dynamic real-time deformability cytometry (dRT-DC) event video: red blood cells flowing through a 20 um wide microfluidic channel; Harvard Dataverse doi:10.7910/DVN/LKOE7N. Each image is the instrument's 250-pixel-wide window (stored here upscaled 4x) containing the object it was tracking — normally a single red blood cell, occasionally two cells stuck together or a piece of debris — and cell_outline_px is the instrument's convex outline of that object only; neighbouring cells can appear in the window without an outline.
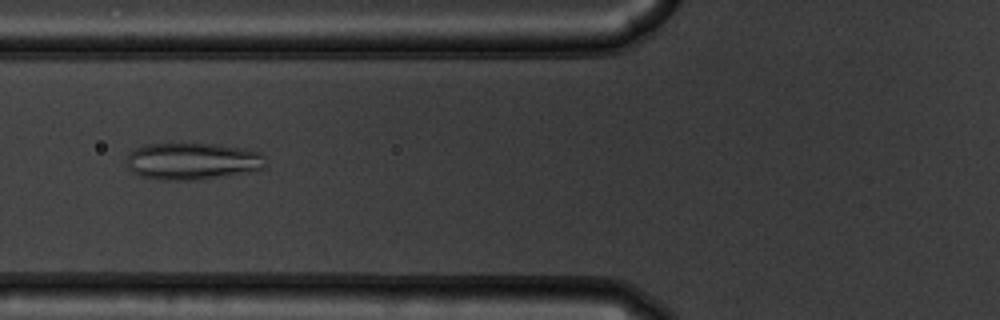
{"species": "common noctule bat (a hibernating species)", "species_latin": "Nyctalus noctula", "temperature_condition": "warm", "stored_images_in_passage": 37, "camera_frame_rate_fps": 3000, "um_per_image_px": 0.085, "animal": {"sex": "male", "body_mass_g": 19.5, "forearm_length_mm": 54.6}, "frame": {"image": 1, "passage_image": 4, "time_ms": 1.0, "image_size_px": [1000, 320], "cell_outline_px": [[264, 168], [248, 172], [204, 180], [160, 180], [140, 176], [132, 172], [128, 168], [128, 156], [136, 148], [144, 144], [216, 144], [244, 148], [260, 152], [264, 156]], "centroid_in_image_um": [16.37, 13.72], "position_along_channel_um": 109.4, "area_um2": 30.06}}
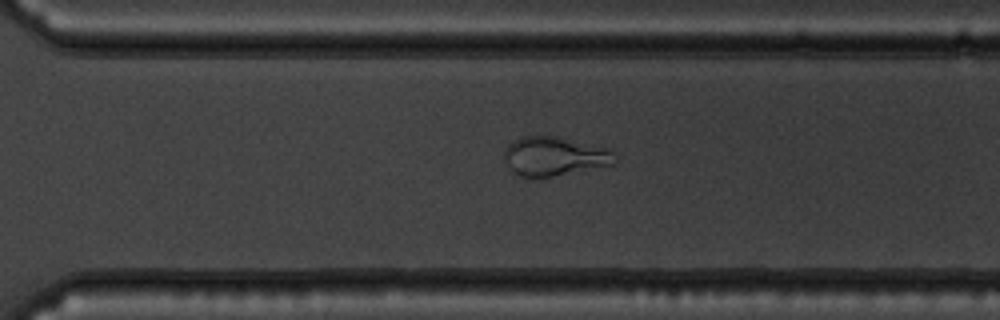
{"frame": {"image": 2, "passage_image": 21, "time_ms": 6.667, "image_size_px": [1000, 320], "cell_outline_px": [[616, 164], [540, 180], [524, 180], [512, 176], [504, 160], [504, 152], [508, 144], [524, 136], [556, 136], [608, 148], [616, 152]], "centroid_in_image_um": [47.08, 13.37], "position_along_channel_um": 323.5, "area_um2": 26.47}}
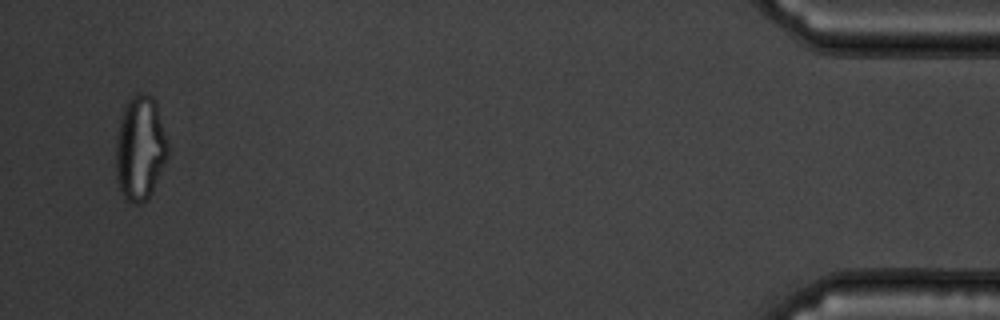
{"frame": {"image": 3, "passage_image": 35, "time_ms": 11.333, "image_size_px": [1000, 320], "cell_outline_px": [[168, 156], [152, 192], [140, 204], [136, 204], [128, 200], [124, 196], [116, 180], [116, 140], [120, 120], [124, 108], [128, 100], [136, 92], [140, 92], [152, 96], [156, 100], [168, 144]], "centroid_in_image_um": [11.92, 12.56], "position_along_channel_um": 423.3, "area_um2": 31.62}}